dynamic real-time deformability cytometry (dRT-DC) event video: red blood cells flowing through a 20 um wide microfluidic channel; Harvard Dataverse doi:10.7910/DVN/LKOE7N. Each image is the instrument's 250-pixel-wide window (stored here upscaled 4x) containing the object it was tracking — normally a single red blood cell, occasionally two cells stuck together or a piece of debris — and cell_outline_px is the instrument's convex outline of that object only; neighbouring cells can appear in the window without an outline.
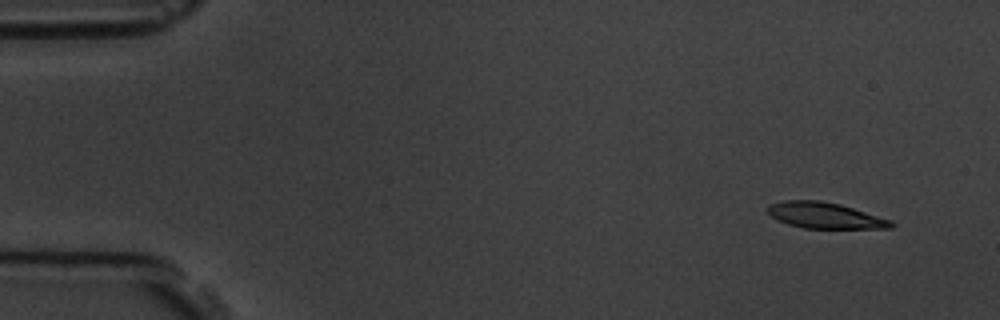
{"species": "common noctule bat (a hibernating species)", "species_latin": "Nyctalus noctula", "temperature_condition": "room temperature", "stored_images_in_passage": 7, "camera_frame_rate_fps": 3000, "um_per_image_px": 0.085, "animal": {"sex": "male", "body_mass_g": 19.5, "forearm_length_mm": 54.6}, "frame": {"image": 1, "passage_image": 1, "time_ms": 0.0, "image_size_px": [1000, 320], "cell_outline_px": [[896, 224], [892, 228], [804, 228], [788, 224], [776, 220], [768, 212], [768, 204], [784, 200], [820, 200], [840, 204], [892, 220]], "centroid_in_image_um": [70.12, 18.31], "position_along_channel_um": 14.9, "area_um2": 18.73}}
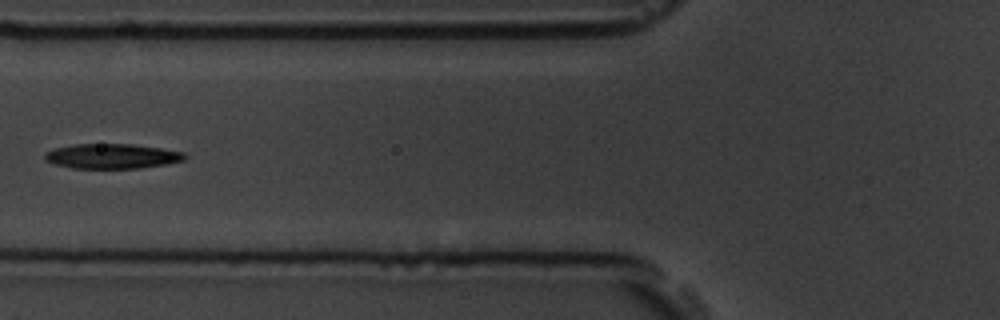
{"frame": {"image": 2, "passage_image": 6, "time_ms": 5.667, "image_size_px": [1000, 320], "cell_outline_px": [[188, 156], [184, 160], [164, 164], [140, 168], [72, 168], [56, 164], [44, 160], [44, 152], [56, 148], [76, 144], [132, 144], [160, 148], [184, 152]], "centroid_in_image_um": [9.51, 13.27], "position_along_channel_um": 116.3, "area_um2": 20.17}}
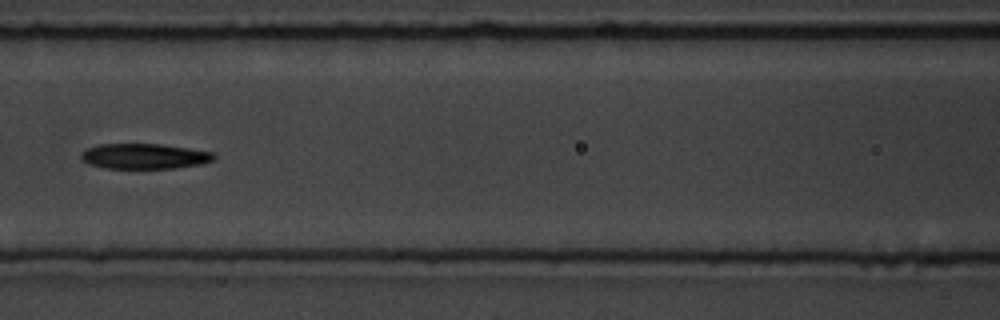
{"frame": {"image": 3, "passage_image": 7, "time_ms": 6.667, "image_size_px": [1000, 320], "cell_outline_px": [[216, 156], [212, 160], [200, 164], [172, 168], [104, 168], [88, 164], [80, 160], [80, 152], [88, 148], [100, 144], [160, 144], [216, 152]], "centroid_in_image_um": [12.24, 13.28], "position_along_channel_um": 154.4, "area_um2": 19.65}}